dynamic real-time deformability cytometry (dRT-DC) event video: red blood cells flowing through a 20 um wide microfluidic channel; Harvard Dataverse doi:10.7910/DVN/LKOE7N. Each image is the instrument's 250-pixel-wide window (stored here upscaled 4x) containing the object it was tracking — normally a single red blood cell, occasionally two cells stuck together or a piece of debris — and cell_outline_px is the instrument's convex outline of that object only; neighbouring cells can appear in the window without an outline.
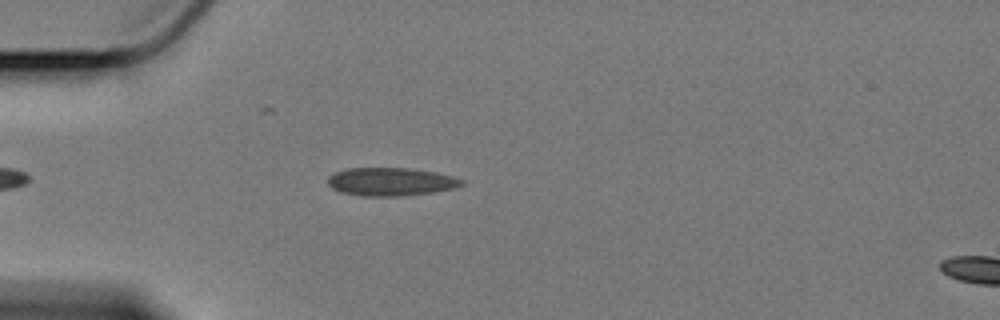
{"species": "Egyptian fruit bat (a non-hibernating species)", "species_latin": "Rousettus aegyptiacus", "temperature_condition": "cold", "stored_images_in_passage": 26, "camera_frame_rate_fps": 3000, "um_per_image_px": 0.085, "animal": {"sex": "female"}, "frame": {"image": 1, "passage_image": 3, "time_ms": 0.667, "image_size_px": [1000, 320], "cell_outline_px": [[464, 184], [452, 188], [432, 192], [400, 196], [364, 196], [340, 192], [332, 188], [328, 184], [328, 176], [344, 168], [408, 168], [436, 172], [452, 176], [464, 180]], "centroid_in_image_um": [33.19, 15.44], "position_along_channel_um": 51.8, "area_um2": 21.91}}
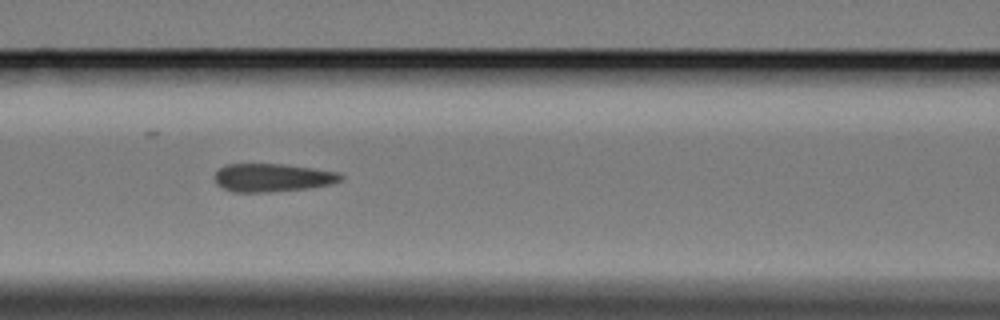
{"frame": {"image": 2, "passage_image": 12, "time_ms": 3.667, "image_size_px": [1000, 320], "cell_outline_px": [[344, 180], [332, 184], [308, 188], [268, 192], [232, 192], [216, 184], [216, 172], [224, 164], [284, 164], [340, 172], [344, 176]], "centroid_in_image_um": [23.2, 15.1], "position_along_channel_um": 143.4, "area_um2": 20.81}}
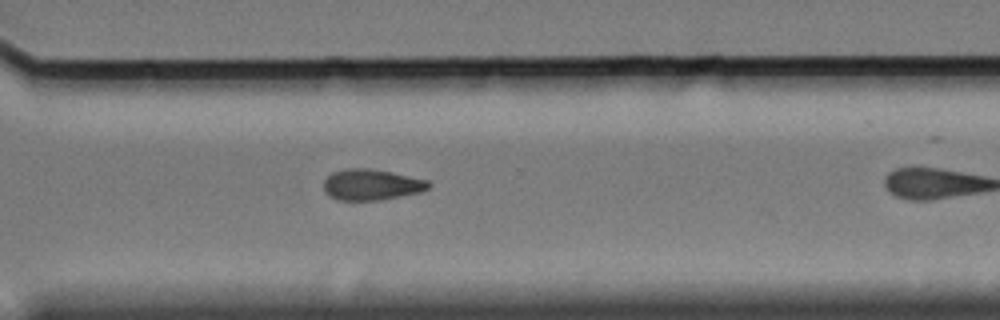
{"frame": {"image": 3, "passage_image": 25, "time_ms": 8.0, "image_size_px": [1000, 320], "cell_outline_px": [[432, 184], [428, 188], [420, 192], [380, 200], [336, 200], [324, 192], [324, 180], [332, 172], [344, 168], [372, 168], [392, 172], [428, 180]], "centroid_in_image_um": [31.56, 15.68], "position_along_channel_um": 339.0, "area_um2": 19.07}}